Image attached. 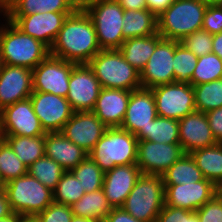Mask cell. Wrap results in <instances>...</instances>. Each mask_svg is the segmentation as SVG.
<instances>
[{
    "label": "cell",
    "instance_id": "cell-1",
    "mask_svg": "<svg viewBox=\"0 0 222 222\" xmlns=\"http://www.w3.org/2000/svg\"><path fill=\"white\" fill-rule=\"evenodd\" d=\"M100 50L94 24L79 6L65 19L50 55L79 65L88 64Z\"/></svg>",
    "mask_w": 222,
    "mask_h": 222
},
{
    "label": "cell",
    "instance_id": "cell-2",
    "mask_svg": "<svg viewBox=\"0 0 222 222\" xmlns=\"http://www.w3.org/2000/svg\"><path fill=\"white\" fill-rule=\"evenodd\" d=\"M0 52L3 64L32 70L50 55L45 44L24 34L6 17L0 24Z\"/></svg>",
    "mask_w": 222,
    "mask_h": 222
},
{
    "label": "cell",
    "instance_id": "cell-3",
    "mask_svg": "<svg viewBox=\"0 0 222 222\" xmlns=\"http://www.w3.org/2000/svg\"><path fill=\"white\" fill-rule=\"evenodd\" d=\"M138 138L121 127H107L103 136L88 153L104 171L115 166L136 164Z\"/></svg>",
    "mask_w": 222,
    "mask_h": 222
},
{
    "label": "cell",
    "instance_id": "cell-4",
    "mask_svg": "<svg viewBox=\"0 0 222 222\" xmlns=\"http://www.w3.org/2000/svg\"><path fill=\"white\" fill-rule=\"evenodd\" d=\"M102 88L133 91L142 88L140 72L119 49L100 50L88 63Z\"/></svg>",
    "mask_w": 222,
    "mask_h": 222
},
{
    "label": "cell",
    "instance_id": "cell-5",
    "mask_svg": "<svg viewBox=\"0 0 222 222\" xmlns=\"http://www.w3.org/2000/svg\"><path fill=\"white\" fill-rule=\"evenodd\" d=\"M207 6L199 0H175L157 16L158 34L165 39L181 41L201 30Z\"/></svg>",
    "mask_w": 222,
    "mask_h": 222
},
{
    "label": "cell",
    "instance_id": "cell-6",
    "mask_svg": "<svg viewBox=\"0 0 222 222\" xmlns=\"http://www.w3.org/2000/svg\"><path fill=\"white\" fill-rule=\"evenodd\" d=\"M91 18L101 50L120 49L124 9L116 0L86 1L80 5Z\"/></svg>",
    "mask_w": 222,
    "mask_h": 222
},
{
    "label": "cell",
    "instance_id": "cell-7",
    "mask_svg": "<svg viewBox=\"0 0 222 222\" xmlns=\"http://www.w3.org/2000/svg\"><path fill=\"white\" fill-rule=\"evenodd\" d=\"M164 191L161 175L142 174L122 208L137 220L155 222L165 204Z\"/></svg>",
    "mask_w": 222,
    "mask_h": 222
},
{
    "label": "cell",
    "instance_id": "cell-8",
    "mask_svg": "<svg viewBox=\"0 0 222 222\" xmlns=\"http://www.w3.org/2000/svg\"><path fill=\"white\" fill-rule=\"evenodd\" d=\"M14 213L21 216H36L53 202V191L29 174L4 184Z\"/></svg>",
    "mask_w": 222,
    "mask_h": 222
},
{
    "label": "cell",
    "instance_id": "cell-9",
    "mask_svg": "<svg viewBox=\"0 0 222 222\" xmlns=\"http://www.w3.org/2000/svg\"><path fill=\"white\" fill-rule=\"evenodd\" d=\"M157 115L180 120L196 111L193 86L188 83H170L151 88Z\"/></svg>",
    "mask_w": 222,
    "mask_h": 222
},
{
    "label": "cell",
    "instance_id": "cell-10",
    "mask_svg": "<svg viewBox=\"0 0 222 222\" xmlns=\"http://www.w3.org/2000/svg\"><path fill=\"white\" fill-rule=\"evenodd\" d=\"M76 65L49 55L32 70L33 91L66 98L71 72Z\"/></svg>",
    "mask_w": 222,
    "mask_h": 222
},
{
    "label": "cell",
    "instance_id": "cell-11",
    "mask_svg": "<svg viewBox=\"0 0 222 222\" xmlns=\"http://www.w3.org/2000/svg\"><path fill=\"white\" fill-rule=\"evenodd\" d=\"M73 12H44L30 15H6L5 17L24 34L45 44L53 45L65 19Z\"/></svg>",
    "mask_w": 222,
    "mask_h": 222
},
{
    "label": "cell",
    "instance_id": "cell-12",
    "mask_svg": "<svg viewBox=\"0 0 222 222\" xmlns=\"http://www.w3.org/2000/svg\"><path fill=\"white\" fill-rule=\"evenodd\" d=\"M45 134L30 98L0 111V135L37 137Z\"/></svg>",
    "mask_w": 222,
    "mask_h": 222
},
{
    "label": "cell",
    "instance_id": "cell-13",
    "mask_svg": "<svg viewBox=\"0 0 222 222\" xmlns=\"http://www.w3.org/2000/svg\"><path fill=\"white\" fill-rule=\"evenodd\" d=\"M176 40L162 38L156 45L153 54L140 72L142 88L174 83V54Z\"/></svg>",
    "mask_w": 222,
    "mask_h": 222
},
{
    "label": "cell",
    "instance_id": "cell-14",
    "mask_svg": "<svg viewBox=\"0 0 222 222\" xmlns=\"http://www.w3.org/2000/svg\"><path fill=\"white\" fill-rule=\"evenodd\" d=\"M185 154L180 144L138 140L137 162L142 174L161 175Z\"/></svg>",
    "mask_w": 222,
    "mask_h": 222
},
{
    "label": "cell",
    "instance_id": "cell-15",
    "mask_svg": "<svg viewBox=\"0 0 222 222\" xmlns=\"http://www.w3.org/2000/svg\"><path fill=\"white\" fill-rule=\"evenodd\" d=\"M101 89L88 64H79L72 69L66 99L74 112L92 111Z\"/></svg>",
    "mask_w": 222,
    "mask_h": 222
},
{
    "label": "cell",
    "instance_id": "cell-16",
    "mask_svg": "<svg viewBox=\"0 0 222 222\" xmlns=\"http://www.w3.org/2000/svg\"><path fill=\"white\" fill-rule=\"evenodd\" d=\"M29 98L45 132H60L74 113L65 97L33 91Z\"/></svg>",
    "mask_w": 222,
    "mask_h": 222
},
{
    "label": "cell",
    "instance_id": "cell-17",
    "mask_svg": "<svg viewBox=\"0 0 222 222\" xmlns=\"http://www.w3.org/2000/svg\"><path fill=\"white\" fill-rule=\"evenodd\" d=\"M107 126L92 111L74 112L60 131L67 139L89 153Z\"/></svg>",
    "mask_w": 222,
    "mask_h": 222
},
{
    "label": "cell",
    "instance_id": "cell-18",
    "mask_svg": "<svg viewBox=\"0 0 222 222\" xmlns=\"http://www.w3.org/2000/svg\"><path fill=\"white\" fill-rule=\"evenodd\" d=\"M165 205L197 211L216 194V185L203 179L199 182L164 185Z\"/></svg>",
    "mask_w": 222,
    "mask_h": 222
},
{
    "label": "cell",
    "instance_id": "cell-19",
    "mask_svg": "<svg viewBox=\"0 0 222 222\" xmlns=\"http://www.w3.org/2000/svg\"><path fill=\"white\" fill-rule=\"evenodd\" d=\"M33 92L32 69L3 64L0 70V111Z\"/></svg>",
    "mask_w": 222,
    "mask_h": 222
},
{
    "label": "cell",
    "instance_id": "cell-20",
    "mask_svg": "<svg viewBox=\"0 0 222 222\" xmlns=\"http://www.w3.org/2000/svg\"><path fill=\"white\" fill-rule=\"evenodd\" d=\"M179 144L189 154L217 144L204 112L194 111L178 120Z\"/></svg>",
    "mask_w": 222,
    "mask_h": 222
},
{
    "label": "cell",
    "instance_id": "cell-21",
    "mask_svg": "<svg viewBox=\"0 0 222 222\" xmlns=\"http://www.w3.org/2000/svg\"><path fill=\"white\" fill-rule=\"evenodd\" d=\"M154 94L151 89L140 88L131 91L122 129L136 135L157 117Z\"/></svg>",
    "mask_w": 222,
    "mask_h": 222
},
{
    "label": "cell",
    "instance_id": "cell-22",
    "mask_svg": "<svg viewBox=\"0 0 222 222\" xmlns=\"http://www.w3.org/2000/svg\"><path fill=\"white\" fill-rule=\"evenodd\" d=\"M142 175L136 164L119 165L104 172L102 189L113 208L122 207Z\"/></svg>",
    "mask_w": 222,
    "mask_h": 222
},
{
    "label": "cell",
    "instance_id": "cell-23",
    "mask_svg": "<svg viewBox=\"0 0 222 222\" xmlns=\"http://www.w3.org/2000/svg\"><path fill=\"white\" fill-rule=\"evenodd\" d=\"M130 94L128 90L102 88L92 112L107 127H121Z\"/></svg>",
    "mask_w": 222,
    "mask_h": 222
},
{
    "label": "cell",
    "instance_id": "cell-24",
    "mask_svg": "<svg viewBox=\"0 0 222 222\" xmlns=\"http://www.w3.org/2000/svg\"><path fill=\"white\" fill-rule=\"evenodd\" d=\"M45 155L55 160L65 171H71L88 156V153L61 132H46Z\"/></svg>",
    "mask_w": 222,
    "mask_h": 222
},
{
    "label": "cell",
    "instance_id": "cell-25",
    "mask_svg": "<svg viewBox=\"0 0 222 222\" xmlns=\"http://www.w3.org/2000/svg\"><path fill=\"white\" fill-rule=\"evenodd\" d=\"M161 39L162 37L158 33L150 36L128 38L122 43L119 50L125 60L141 72Z\"/></svg>",
    "mask_w": 222,
    "mask_h": 222
},
{
    "label": "cell",
    "instance_id": "cell-26",
    "mask_svg": "<svg viewBox=\"0 0 222 222\" xmlns=\"http://www.w3.org/2000/svg\"><path fill=\"white\" fill-rule=\"evenodd\" d=\"M122 35L125 39L158 33L157 16L148 9L124 10Z\"/></svg>",
    "mask_w": 222,
    "mask_h": 222
},
{
    "label": "cell",
    "instance_id": "cell-27",
    "mask_svg": "<svg viewBox=\"0 0 222 222\" xmlns=\"http://www.w3.org/2000/svg\"><path fill=\"white\" fill-rule=\"evenodd\" d=\"M205 179L216 186L222 181V143L189 153Z\"/></svg>",
    "mask_w": 222,
    "mask_h": 222
},
{
    "label": "cell",
    "instance_id": "cell-28",
    "mask_svg": "<svg viewBox=\"0 0 222 222\" xmlns=\"http://www.w3.org/2000/svg\"><path fill=\"white\" fill-rule=\"evenodd\" d=\"M70 207L74 216L100 221H104L113 209L103 189L85 193Z\"/></svg>",
    "mask_w": 222,
    "mask_h": 222
},
{
    "label": "cell",
    "instance_id": "cell-29",
    "mask_svg": "<svg viewBox=\"0 0 222 222\" xmlns=\"http://www.w3.org/2000/svg\"><path fill=\"white\" fill-rule=\"evenodd\" d=\"M0 137L9 144L27 168L45 155V135L37 137L0 135Z\"/></svg>",
    "mask_w": 222,
    "mask_h": 222
},
{
    "label": "cell",
    "instance_id": "cell-30",
    "mask_svg": "<svg viewBox=\"0 0 222 222\" xmlns=\"http://www.w3.org/2000/svg\"><path fill=\"white\" fill-rule=\"evenodd\" d=\"M138 140L179 144V122L176 119L157 116L150 124L136 135Z\"/></svg>",
    "mask_w": 222,
    "mask_h": 222
},
{
    "label": "cell",
    "instance_id": "cell-31",
    "mask_svg": "<svg viewBox=\"0 0 222 222\" xmlns=\"http://www.w3.org/2000/svg\"><path fill=\"white\" fill-rule=\"evenodd\" d=\"M164 185H177L199 182L204 179L190 154L185 153L162 174Z\"/></svg>",
    "mask_w": 222,
    "mask_h": 222
},
{
    "label": "cell",
    "instance_id": "cell-32",
    "mask_svg": "<svg viewBox=\"0 0 222 222\" xmlns=\"http://www.w3.org/2000/svg\"><path fill=\"white\" fill-rule=\"evenodd\" d=\"M79 6L75 0H20L7 15L74 12Z\"/></svg>",
    "mask_w": 222,
    "mask_h": 222
},
{
    "label": "cell",
    "instance_id": "cell-33",
    "mask_svg": "<svg viewBox=\"0 0 222 222\" xmlns=\"http://www.w3.org/2000/svg\"><path fill=\"white\" fill-rule=\"evenodd\" d=\"M196 111L207 113L222 107V78L193 86Z\"/></svg>",
    "mask_w": 222,
    "mask_h": 222
},
{
    "label": "cell",
    "instance_id": "cell-34",
    "mask_svg": "<svg viewBox=\"0 0 222 222\" xmlns=\"http://www.w3.org/2000/svg\"><path fill=\"white\" fill-rule=\"evenodd\" d=\"M64 172L63 167L46 155L37 159L28 167V174L36 178L51 191L55 189Z\"/></svg>",
    "mask_w": 222,
    "mask_h": 222
},
{
    "label": "cell",
    "instance_id": "cell-35",
    "mask_svg": "<svg viewBox=\"0 0 222 222\" xmlns=\"http://www.w3.org/2000/svg\"><path fill=\"white\" fill-rule=\"evenodd\" d=\"M28 174L27 166L16 156L9 144L0 137V178L5 184Z\"/></svg>",
    "mask_w": 222,
    "mask_h": 222
},
{
    "label": "cell",
    "instance_id": "cell-36",
    "mask_svg": "<svg viewBox=\"0 0 222 222\" xmlns=\"http://www.w3.org/2000/svg\"><path fill=\"white\" fill-rule=\"evenodd\" d=\"M86 193L71 171H65L53 190V202L72 206Z\"/></svg>",
    "mask_w": 222,
    "mask_h": 222
},
{
    "label": "cell",
    "instance_id": "cell-37",
    "mask_svg": "<svg viewBox=\"0 0 222 222\" xmlns=\"http://www.w3.org/2000/svg\"><path fill=\"white\" fill-rule=\"evenodd\" d=\"M74 176L80 180L86 193L102 189L104 171L89 157V155L71 170Z\"/></svg>",
    "mask_w": 222,
    "mask_h": 222
},
{
    "label": "cell",
    "instance_id": "cell-38",
    "mask_svg": "<svg viewBox=\"0 0 222 222\" xmlns=\"http://www.w3.org/2000/svg\"><path fill=\"white\" fill-rule=\"evenodd\" d=\"M174 82L191 84V78L196 68L198 57L176 40L174 54Z\"/></svg>",
    "mask_w": 222,
    "mask_h": 222
},
{
    "label": "cell",
    "instance_id": "cell-39",
    "mask_svg": "<svg viewBox=\"0 0 222 222\" xmlns=\"http://www.w3.org/2000/svg\"><path fill=\"white\" fill-rule=\"evenodd\" d=\"M222 78V59L210 53L198 57L196 68L191 78V85L208 83Z\"/></svg>",
    "mask_w": 222,
    "mask_h": 222
},
{
    "label": "cell",
    "instance_id": "cell-40",
    "mask_svg": "<svg viewBox=\"0 0 222 222\" xmlns=\"http://www.w3.org/2000/svg\"><path fill=\"white\" fill-rule=\"evenodd\" d=\"M212 39V34L201 29L185 36L180 43H182L183 46L191 51L195 56L201 57L212 53Z\"/></svg>",
    "mask_w": 222,
    "mask_h": 222
},
{
    "label": "cell",
    "instance_id": "cell-41",
    "mask_svg": "<svg viewBox=\"0 0 222 222\" xmlns=\"http://www.w3.org/2000/svg\"><path fill=\"white\" fill-rule=\"evenodd\" d=\"M73 216L70 206L55 202L36 215L39 222H71Z\"/></svg>",
    "mask_w": 222,
    "mask_h": 222
},
{
    "label": "cell",
    "instance_id": "cell-42",
    "mask_svg": "<svg viewBox=\"0 0 222 222\" xmlns=\"http://www.w3.org/2000/svg\"><path fill=\"white\" fill-rule=\"evenodd\" d=\"M155 222H199L196 211L176 208L164 204Z\"/></svg>",
    "mask_w": 222,
    "mask_h": 222
},
{
    "label": "cell",
    "instance_id": "cell-43",
    "mask_svg": "<svg viewBox=\"0 0 222 222\" xmlns=\"http://www.w3.org/2000/svg\"><path fill=\"white\" fill-rule=\"evenodd\" d=\"M196 213L199 222H222V198L216 193Z\"/></svg>",
    "mask_w": 222,
    "mask_h": 222
},
{
    "label": "cell",
    "instance_id": "cell-44",
    "mask_svg": "<svg viewBox=\"0 0 222 222\" xmlns=\"http://www.w3.org/2000/svg\"><path fill=\"white\" fill-rule=\"evenodd\" d=\"M202 29L214 35L222 32V6L208 5L203 18Z\"/></svg>",
    "mask_w": 222,
    "mask_h": 222
},
{
    "label": "cell",
    "instance_id": "cell-45",
    "mask_svg": "<svg viewBox=\"0 0 222 222\" xmlns=\"http://www.w3.org/2000/svg\"><path fill=\"white\" fill-rule=\"evenodd\" d=\"M212 133L218 143H222V107L205 113Z\"/></svg>",
    "mask_w": 222,
    "mask_h": 222
},
{
    "label": "cell",
    "instance_id": "cell-46",
    "mask_svg": "<svg viewBox=\"0 0 222 222\" xmlns=\"http://www.w3.org/2000/svg\"><path fill=\"white\" fill-rule=\"evenodd\" d=\"M103 222H143L137 220L122 207L113 208Z\"/></svg>",
    "mask_w": 222,
    "mask_h": 222
},
{
    "label": "cell",
    "instance_id": "cell-47",
    "mask_svg": "<svg viewBox=\"0 0 222 222\" xmlns=\"http://www.w3.org/2000/svg\"><path fill=\"white\" fill-rule=\"evenodd\" d=\"M175 0H146L147 9L156 16L166 10Z\"/></svg>",
    "mask_w": 222,
    "mask_h": 222
},
{
    "label": "cell",
    "instance_id": "cell-48",
    "mask_svg": "<svg viewBox=\"0 0 222 222\" xmlns=\"http://www.w3.org/2000/svg\"><path fill=\"white\" fill-rule=\"evenodd\" d=\"M124 10L147 9L146 0H116Z\"/></svg>",
    "mask_w": 222,
    "mask_h": 222
},
{
    "label": "cell",
    "instance_id": "cell-49",
    "mask_svg": "<svg viewBox=\"0 0 222 222\" xmlns=\"http://www.w3.org/2000/svg\"><path fill=\"white\" fill-rule=\"evenodd\" d=\"M12 213L13 211L10 206L8 196L5 192H2L0 194V218H4Z\"/></svg>",
    "mask_w": 222,
    "mask_h": 222
},
{
    "label": "cell",
    "instance_id": "cell-50",
    "mask_svg": "<svg viewBox=\"0 0 222 222\" xmlns=\"http://www.w3.org/2000/svg\"><path fill=\"white\" fill-rule=\"evenodd\" d=\"M212 43V53L222 59V32L213 35Z\"/></svg>",
    "mask_w": 222,
    "mask_h": 222
},
{
    "label": "cell",
    "instance_id": "cell-51",
    "mask_svg": "<svg viewBox=\"0 0 222 222\" xmlns=\"http://www.w3.org/2000/svg\"><path fill=\"white\" fill-rule=\"evenodd\" d=\"M20 0H0V9L7 15Z\"/></svg>",
    "mask_w": 222,
    "mask_h": 222
},
{
    "label": "cell",
    "instance_id": "cell-52",
    "mask_svg": "<svg viewBox=\"0 0 222 222\" xmlns=\"http://www.w3.org/2000/svg\"><path fill=\"white\" fill-rule=\"evenodd\" d=\"M22 216L18 213H12L4 218H0V222H20Z\"/></svg>",
    "mask_w": 222,
    "mask_h": 222
},
{
    "label": "cell",
    "instance_id": "cell-53",
    "mask_svg": "<svg viewBox=\"0 0 222 222\" xmlns=\"http://www.w3.org/2000/svg\"><path fill=\"white\" fill-rule=\"evenodd\" d=\"M71 222H103V221L95 220V219H91V218H83V217L73 216L71 219Z\"/></svg>",
    "mask_w": 222,
    "mask_h": 222
},
{
    "label": "cell",
    "instance_id": "cell-54",
    "mask_svg": "<svg viewBox=\"0 0 222 222\" xmlns=\"http://www.w3.org/2000/svg\"><path fill=\"white\" fill-rule=\"evenodd\" d=\"M20 222H39L36 216H22Z\"/></svg>",
    "mask_w": 222,
    "mask_h": 222
},
{
    "label": "cell",
    "instance_id": "cell-55",
    "mask_svg": "<svg viewBox=\"0 0 222 222\" xmlns=\"http://www.w3.org/2000/svg\"><path fill=\"white\" fill-rule=\"evenodd\" d=\"M201 3L206 5H219L220 0H199Z\"/></svg>",
    "mask_w": 222,
    "mask_h": 222
},
{
    "label": "cell",
    "instance_id": "cell-56",
    "mask_svg": "<svg viewBox=\"0 0 222 222\" xmlns=\"http://www.w3.org/2000/svg\"><path fill=\"white\" fill-rule=\"evenodd\" d=\"M216 193L222 198V181L216 186Z\"/></svg>",
    "mask_w": 222,
    "mask_h": 222
},
{
    "label": "cell",
    "instance_id": "cell-57",
    "mask_svg": "<svg viewBox=\"0 0 222 222\" xmlns=\"http://www.w3.org/2000/svg\"><path fill=\"white\" fill-rule=\"evenodd\" d=\"M4 192V183L2 182L1 178H0V194Z\"/></svg>",
    "mask_w": 222,
    "mask_h": 222
},
{
    "label": "cell",
    "instance_id": "cell-58",
    "mask_svg": "<svg viewBox=\"0 0 222 222\" xmlns=\"http://www.w3.org/2000/svg\"><path fill=\"white\" fill-rule=\"evenodd\" d=\"M3 16V17H2ZM5 14L1 11V9H0V17H1V19L3 20V19H5ZM1 19H0V24H1Z\"/></svg>",
    "mask_w": 222,
    "mask_h": 222
},
{
    "label": "cell",
    "instance_id": "cell-59",
    "mask_svg": "<svg viewBox=\"0 0 222 222\" xmlns=\"http://www.w3.org/2000/svg\"><path fill=\"white\" fill-rule=\"evenodd\" d=\"M2 66H3V62H2V58H1V52H0V70H1Z\"/></svg>",
    "mask_w": 222,
    "mask_h": 222
},
{
    "label": "cell",
    "instance_id": "cell-60",
    "mask_svg": "<svg viewBox=\"0 0 222 222\" xmlns=\"http://www.w3.org/2000/svg\"><path fill=\"white\" fill-rule=\"evenodd\" d=\"M79 5L82 4V0H75Z\"/></svg>",
    "mask_w": 222,
    "mask_h": 222
},
{
    "label": "cell",
    "instance_id": "cell-61",
    "mask_svg": "<svg viewBox=\"0 0 222 222\" xmlns=\"http://www.w3.org/2000/svg\"><path fill=\"white\" fill-rule=\"evenodd\" d=\"M86 1H95V0H82V3H83V2H86Z\"/></svg>",
    "mask_w": 222,
    "mask_h": 222
}]
</instances>
